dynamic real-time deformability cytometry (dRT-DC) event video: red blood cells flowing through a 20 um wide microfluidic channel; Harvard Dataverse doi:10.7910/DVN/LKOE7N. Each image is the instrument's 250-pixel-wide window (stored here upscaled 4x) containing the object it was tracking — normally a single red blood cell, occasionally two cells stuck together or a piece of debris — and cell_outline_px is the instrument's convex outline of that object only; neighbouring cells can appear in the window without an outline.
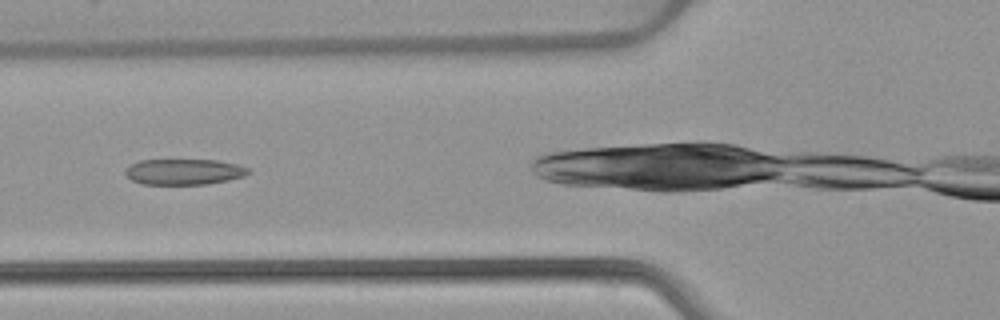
{"species": "common noctule bat (a hibernating species)", "species_latin": "Nyctalus noctula", "temperature_condition": "warm", "stored_images_in_passage": 39, "camera_frame_rate_fps": 3000, "um_per_image_px": 0.085, "animal": {"sex": "female", "body_mass_g": 22.7, "forearm_length_mm": 54.2}, "frame": {"image": 1, "passage_image": 6, "time_ms": 1.667, "image_size_px": [1000, 320], "cell_outline_px": [[252, 172], [244, 176], [228, 180], [208, 184], [140, 184], [132, 180], [124, 172], [124, 168], [140, 160], [216, 160], [240, 164], [248, 168]], "centroid_in_image_um": [15.66, 14.6], "position_along_channel_um": 110.1, "area_um2": 18.61}, "authors_computed_cell_mechanics": {"area_um2": 19.1896, "velocity_mm_per_s": 3.9242, "shape_relaxation_time_tau1_ms": null, "shape_relaxation_time_tau2_ms": 2.4414, "deformation_change_tau1": null, "deformation_change_tau2": 0.1082}}